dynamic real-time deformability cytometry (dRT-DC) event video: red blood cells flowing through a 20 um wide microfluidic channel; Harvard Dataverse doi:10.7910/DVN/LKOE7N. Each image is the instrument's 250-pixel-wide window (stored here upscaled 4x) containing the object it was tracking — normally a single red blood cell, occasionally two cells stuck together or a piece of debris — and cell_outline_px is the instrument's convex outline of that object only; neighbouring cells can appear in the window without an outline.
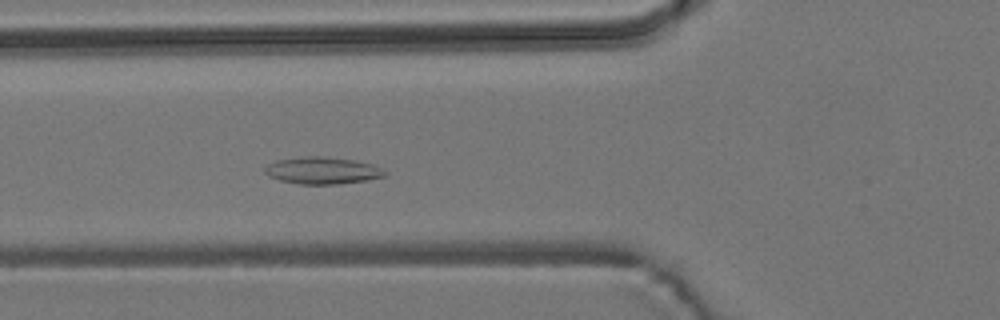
{"species": "common noctule bat (a hibernating species)", "species_latin": "Nyctalus noctula", "temperature_condition": "room temperature", "stored_images_in_passage": 3, "camera_frame_rate_fps": 3000, "um_per_image_px": 0.085, "animal": {"sex": "male", "body_mass_g": 19.2, "forearm_length_mm": 51.8}, "frame": {"image": 1, "passage_image": 3, "time_ms": 2.333, "image_size_px": [1000, 320], "cell_outline_px": [[388, 176], [368, 180], [336, 184], [300, 184], [280, 180], [268, 176], [264, 172], [264, 168], [268, 164], [276, 160], [304, 156], [324, 156], [356, 160], [372, 164], [388, 172]], "centroid_in_image_um": [27.43, 14.49], "position_along_channel_um": 98.4, "area_um2": 19.07}}